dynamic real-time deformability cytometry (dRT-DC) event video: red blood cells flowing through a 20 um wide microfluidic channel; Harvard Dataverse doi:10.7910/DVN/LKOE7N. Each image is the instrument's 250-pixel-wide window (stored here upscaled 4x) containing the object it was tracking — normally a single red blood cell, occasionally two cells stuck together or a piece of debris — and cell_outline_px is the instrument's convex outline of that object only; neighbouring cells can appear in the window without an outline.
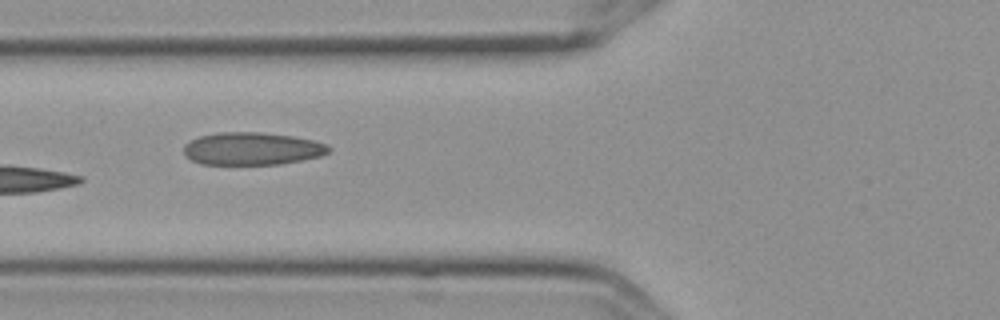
{"species": "Egyptian fruit bat (a non-hibernating species)", "species_latin": "Rousettus aegyptiacus", "temperature_condition": "cold", "stored_images_in_passage": 7, "camera_frame_rate_fps": 3000, "um_per_image_px": 0.085, "frame": {"image": 1, "passage_image": 6, "time_ms": 1.667, "image_size_px": [1000, 320], "cell_outline_px": [[332, 148], [328, 152], [320, 156], [280, 164], [200, 164], [184, 156], [184, 144], [200, 136], [220, 132], [260, 132], [292, 136], [312, 140], [328, 144]], "centroid_in_image_um": [21.42, 12.63], "position_along_channel_um": 104.4, "area_um2": 27.51}}